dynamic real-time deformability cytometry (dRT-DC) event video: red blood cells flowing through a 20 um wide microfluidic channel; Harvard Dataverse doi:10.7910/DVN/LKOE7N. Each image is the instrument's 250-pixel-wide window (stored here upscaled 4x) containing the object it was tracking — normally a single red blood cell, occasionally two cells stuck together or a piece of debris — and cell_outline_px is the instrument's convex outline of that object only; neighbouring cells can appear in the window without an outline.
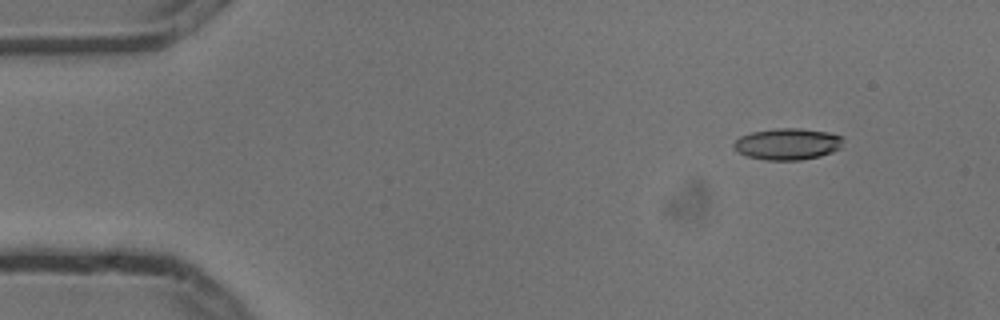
{"species": "common noctule bat (a hibernating species)", "species_latin": "Nyctalus noctula", "temperature_condition": "cold", "stored_images_in_passage": 6, "camera_frame_rate_fps": 3000, "um_per_image_px": 0.085, "animal": {"sex": "male", "body_mass_g": 13.3}, "frame": {"image": 1, "passage_image": 2, "time_ms": 0.333, "image_size_px": [1000, 320], "cell_outline_px": [[844, 140], [840, 148], [832, 152], [820, 156], [800, 160], [764, 160], [748, 156], [740, 152], [732, 144], [740, 136], [752, 132], [776, 128], [800, 128], [828, 132], [844, 136]], "centroid_in_image_um": [66.99, 12.23], "position_along_channel_um": 18.0, "area_um2": 20.11}}
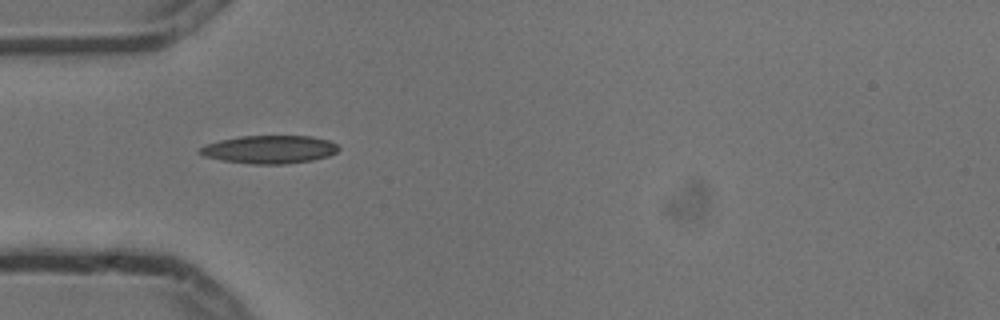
{"frame": {"image": 2, "passage_image": 5, "time_ms": 1.333, "image_size_px": [1000, 320], "cell_outline_px": [[340, 148], [336, 152], [328, 156], [312, 160], [288, 164], [252, 164], [220, 160], [204, 156], [196, 152], [196, 148], [204, 144], [220, 140], [240, 136], [312, 136], [328, 140], [336, 144]], "centroid_in_image_um": [22.84, 12.7], "position_along_channel_um": 62.2, "area_um2": 22.95}}
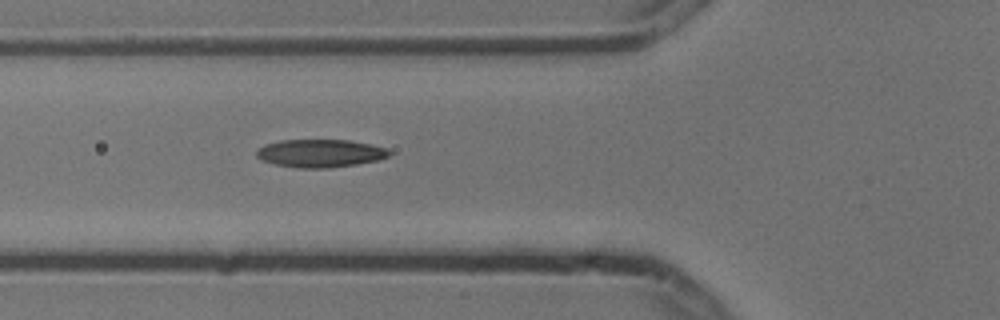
{"frame": {"image": 3, "passage_image": 6, "time_ms": 1.667, "image_size_px": [1000, 320], "cell_outline_px": [[392, 152], [388, 156], [380, 160], [356, 164], [328, 168], [296, 168], [276, 164], [260, 160], [256, 156], [256, 152], [264, 144], [280, 140], [348, 140], [372, 144], [388, 148]], "centroid_in_image_um": [27.24, 13.03], "position_along_channel_um": 98.6, "area_um2": 21.79}}